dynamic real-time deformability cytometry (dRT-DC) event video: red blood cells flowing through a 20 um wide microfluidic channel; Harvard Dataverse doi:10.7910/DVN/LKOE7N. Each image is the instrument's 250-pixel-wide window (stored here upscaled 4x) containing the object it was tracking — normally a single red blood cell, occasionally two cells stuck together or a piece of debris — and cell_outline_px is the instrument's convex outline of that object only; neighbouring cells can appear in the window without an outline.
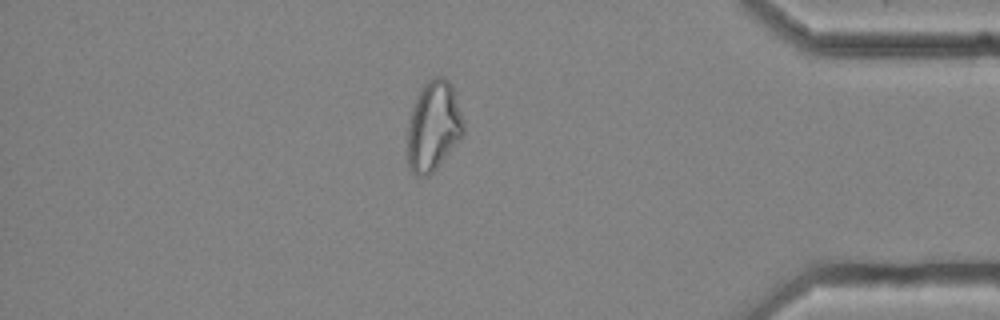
{"species": "common noctule bat (a hibernating species)", "species_latin": "Nyctalus noctula", "temperature_condition": "cold", "stored_images_in_passage": 57, "camera_frame_rate_fps": 3000, "um_per_image_px": 0.085, "animal": {"sex": "female", "body_mass_g": 25.1}, "frame": {"image": 1, "passage_image": 49, "time_ms": 16.0, "image_size_px": [1000, 320], "cell_outline_px": [[464, 132], [436, 168], [428, 176], [416, 176], [412, 172], [408, 164], [408, 128], [412, 108], [424, 84], [428, 80], [436, 76], [444, 76], [452, 84], [464, 120]], "centroid_in_image_um": [36.85, 10.7], "position_along_channel_um": 398.3, "area_um2": 28.96}, "authors_computed_cell_mechanics": {"area_um2": 29.5936, "velocity_mm_per_s": 3.5765, "shape_relaxation_time_tau1_ms": null, "shape_relaxation_time_tau2_ms": 2.6173, "deformation_change_tau1": null, "deformation_change_tau2": 0.102}}